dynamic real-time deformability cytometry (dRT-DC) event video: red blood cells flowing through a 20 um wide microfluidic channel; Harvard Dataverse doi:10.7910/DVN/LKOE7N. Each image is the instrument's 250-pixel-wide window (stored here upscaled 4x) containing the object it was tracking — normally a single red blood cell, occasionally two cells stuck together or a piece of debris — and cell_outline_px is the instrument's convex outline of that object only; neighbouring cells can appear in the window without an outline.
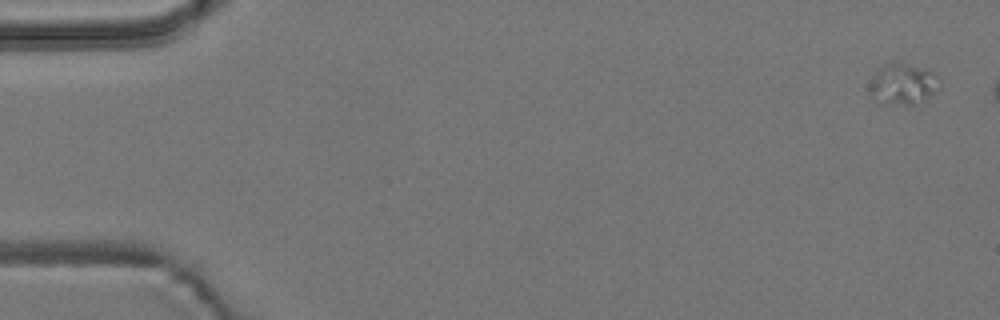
{"species": "common noctule bat (a hibernating species)", "species_latin": "Nyctalus noctula", "temperature_condition": "room temperature", "stored_images_in_passage": 6, "camera_frame_rate_fps": 3000, "um_per_image_px": 0.085, "animal": {"sex": "male", "body_mass_g": 19.2, "forearm_length_mm": 51.8}, "frame": {"image": 1, "passage_image": 1, "time_ms": 0.0, "image_size_px": [1000, 320], "cell_outline_px": [[940, 88], [936, 92], [924, 100], [912, 104], [880, 104], [872, 92], [872, 76], [880, 68], [888, 64], [912, 64], [936, 72], [940, 76]], "centroid_in_image_um": [76.86, 7.14], "position_along_channel_um": 8.1, "area_um2": 16.47}}
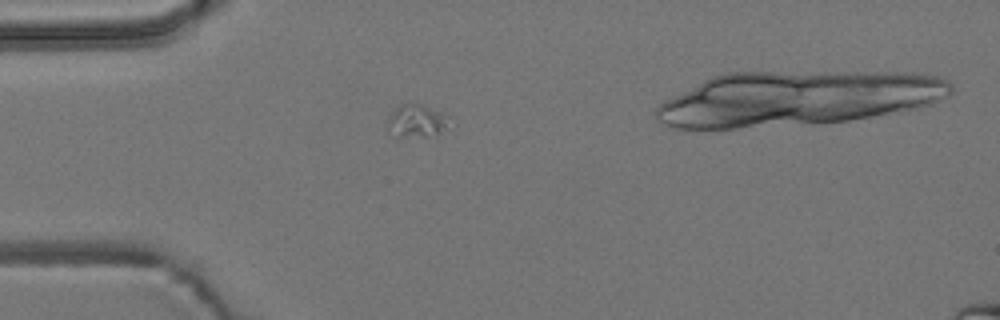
{"frame": {"image": 2, "passage_image": 5, "time_ms": 1.333, "image_size_px": [1000, 320], "cell_outline_px": [[448, 116], [444, 128], [436, 136], [400, 136], [388, 124], [388, 116], [396, 108], [412, 100], [416, 100], [444, 112]], "centroid_in_image_um": [35.47, 10.19], "position_along_channel_um": 49.5, "area_um2": 11.68}}